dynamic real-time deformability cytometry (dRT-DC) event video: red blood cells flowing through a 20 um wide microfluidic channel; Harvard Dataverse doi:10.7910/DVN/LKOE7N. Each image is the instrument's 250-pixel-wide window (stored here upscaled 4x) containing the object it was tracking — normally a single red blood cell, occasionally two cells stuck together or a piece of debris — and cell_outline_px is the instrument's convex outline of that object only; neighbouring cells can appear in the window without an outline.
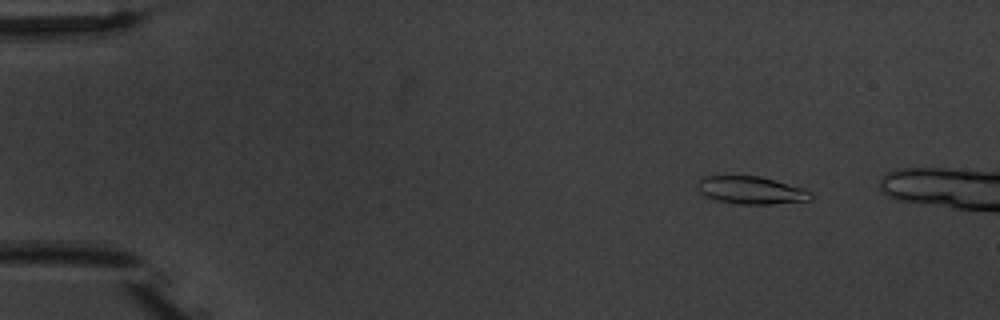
{"species": "common noctule bat (a hibernating species)", "species_latin": "Nyctalus noctula", "temperature_condition": "warm", "stored_images_in_passage": 3, "camera_frame_rate_fps": 3000, "um_per_image_px": 0.085, "animal": {"sex": "male", "body_mass_g": 20.1, "forearm_length_mm": 53.5}, "frame": {"image": 1, "passage_image": 1, "time_ms": 0.0, "image_size_px": [1000, 320], "cell_outline_px": [[812, 200], [768, 204], [740, 204], [716, 200], [700, 192], [696, 184], [704, 176], [760, 176], [804, 188], [812, 192]], "centroid_in_image_um": [63.88, 16.17], "position_along_channel_um": 21.1, "area_um2": 18.15}}